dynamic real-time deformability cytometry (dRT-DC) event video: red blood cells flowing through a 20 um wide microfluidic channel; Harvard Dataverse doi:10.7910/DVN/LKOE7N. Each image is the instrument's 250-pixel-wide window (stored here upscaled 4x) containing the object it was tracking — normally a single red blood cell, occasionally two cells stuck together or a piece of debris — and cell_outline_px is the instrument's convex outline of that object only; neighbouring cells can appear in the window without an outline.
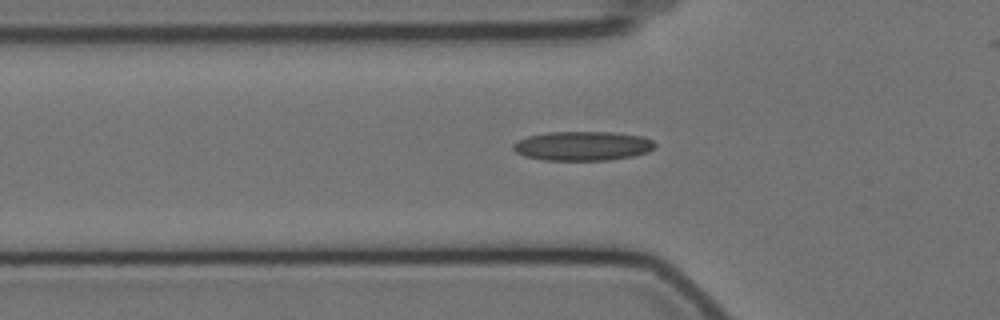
{"species": "Egyptian fruit bat (a non-hibernating species)", "species_latin": "Rousettus aegyptiacus", "temperature_condition": "cold", "stored_images_in_passage": 35, "camera_frame_rate_fps": 3000, "um_per_image_px": 0.085, "animal": {"sex": "female"}, "frame": {"image": 1, "passage_image": 3, "time_ms": 0.667, "image_size_px": [1000, 320], "cell_outline_px": [[656, 148], [648, 152], [632, 156], [608, 160], [544, 160], [524, 156], [516, 152], [512, 148], [512, 144], [516, 140], [528, 136], [548, 132], [612, 132], [644, 136], [652, 140], [656, 144]], "centroid_in_image_um": [49.52, 12.4], "position_along_channel_um": 76.3, "area_um2": 24.39}}
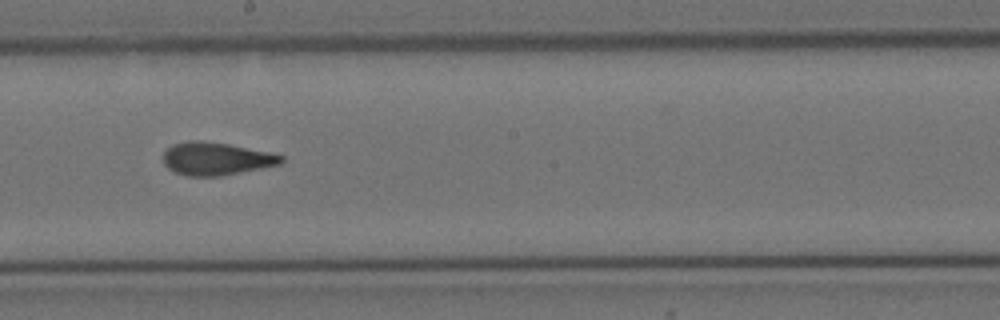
{"frame": {"image": 2, "passage_image": 16, "time_ms": 5.0, "image_size_px": [1000, 320], "cell_outline_px": [[284, 160], [280, 164], [220, 176], [188, 176], [176, 172], [168, 168], [164, 164], [164, 152], [172, 144], [188, 140], [200, 140], [228, 144], [268, 152], [284, 156]], "centroid_in_image_um": [18.34, 13.48], "position_along_channel_um": 229.9, "area_um2": 22.37}}
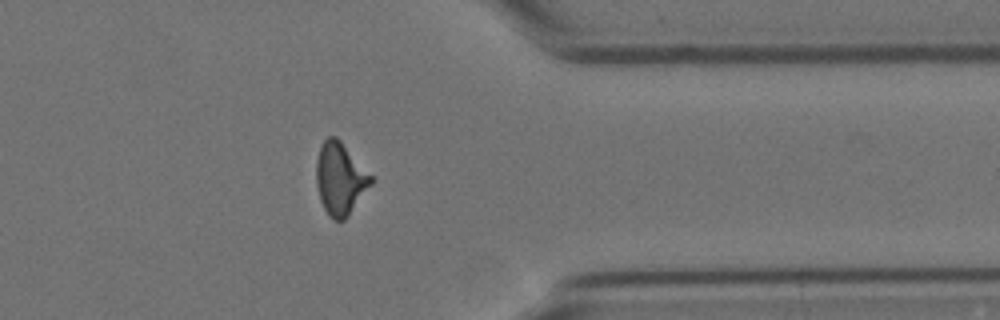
{"frame": {"image": 3, "passage_image": 30, "time_ms": 9.667, "image_size_px": [1000, 320], "cell_outline_px": [[372, 184], [348, 216], [344, 220], [332, 220], [328, 216], [320, 200], [316, 184], [316, 160], [320, 148], [324, 140], [328, 136], [336, 136], [340, 140], [372, 176]], "centroid_in_image_um": [28.89, 15.21], "position_along_channel_um": 382.5, "area_um2": 22.95}, "authors_computed_cell_mechanics": {"area_um2": 22.6576, "velocity_mm_per_s": 3.5103, "shape_relaxation_time_tau1_ms": 7.504, "shape_relaxation_time_tau2_ms": 2.1506, "deformation_change_tau1": 0.1899, "deformation_change_tau2": 0.1081}}